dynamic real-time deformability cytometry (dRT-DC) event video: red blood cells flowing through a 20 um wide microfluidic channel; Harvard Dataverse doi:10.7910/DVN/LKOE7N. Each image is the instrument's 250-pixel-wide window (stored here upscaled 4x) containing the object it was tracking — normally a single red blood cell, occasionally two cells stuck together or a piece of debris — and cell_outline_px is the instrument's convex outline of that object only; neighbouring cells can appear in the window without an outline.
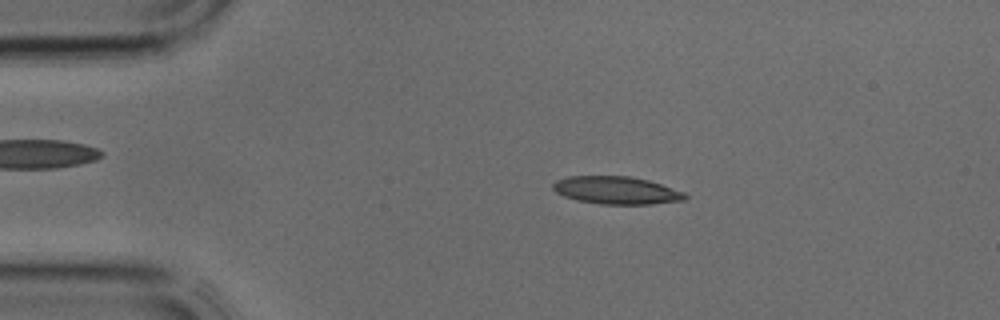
{"species": "common noctule bat (a hibernating species)", "species_latin": "Nyctalus noctula", "temperature_condition": "cold", "stored_images_in_passage": 32, "camera_frame_rate_fps": 3000, "um_per_image_px": 0.085, "animal": {"sex": "male", "body_mass_g": 17.9, "forearm_length_mm": 54.2}, "frame": {"image": 1, "passage_image": 7, "time_ms": 2.0, "image_size_px": [1000, 320], "cell_outline_px": [[688, 196], [684, 200], [652, 204], [600, 204], [576, 200], [564, 196], [556, 192], [552, 188], [552, 184], [556, 180], [568, 176], [628, 176], [648, 180], [684, 192]], "centroid_in_image_um": [52.37, 16.18], "position_along_channel_um": 32.6, "area_um2": 21.27}}
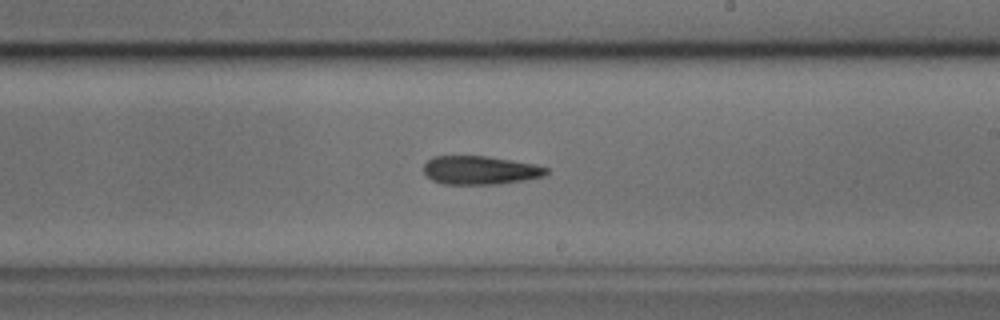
{"frame": {"image": 2, "passage_image": 22, "time_ms": 7.0, "image_size_px": [1000, 320], "cell_outline_px": [[548, 172], [544, 176], [524, 180], [496, 184], [444, 184], [432, 180], [424, 172], [424, 164], [432, 156], [488, 156], [512, 160], [532, 164], [548, 168]], "centroid_in_image_um": [40.79, 14.46], "position_along_channel_um": 248.2, "area_um2": 20.29}}
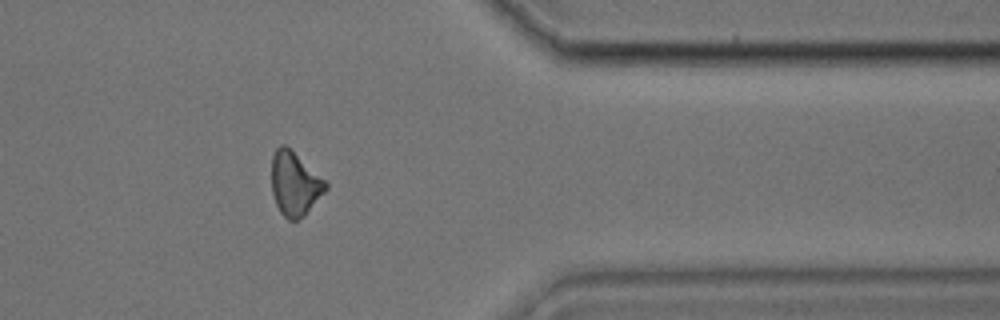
{"frame": {"image": 3, "passage_image": 31, "time_ms": 10.0, "image_size_px": [1000, 320], "cell_outline_px": [[328, 188], [304, 216], [296, 220], [288, 220], [280, 212], [276, 204], [272, 192], [272, 156], [276, 148], [280, 144], [284, 144], [324, 180], [328, 184]], "centroid_in_image_um": [25.03, 15.65], "position_along_channel_um": 386.4, "area_um2": 19.71}}